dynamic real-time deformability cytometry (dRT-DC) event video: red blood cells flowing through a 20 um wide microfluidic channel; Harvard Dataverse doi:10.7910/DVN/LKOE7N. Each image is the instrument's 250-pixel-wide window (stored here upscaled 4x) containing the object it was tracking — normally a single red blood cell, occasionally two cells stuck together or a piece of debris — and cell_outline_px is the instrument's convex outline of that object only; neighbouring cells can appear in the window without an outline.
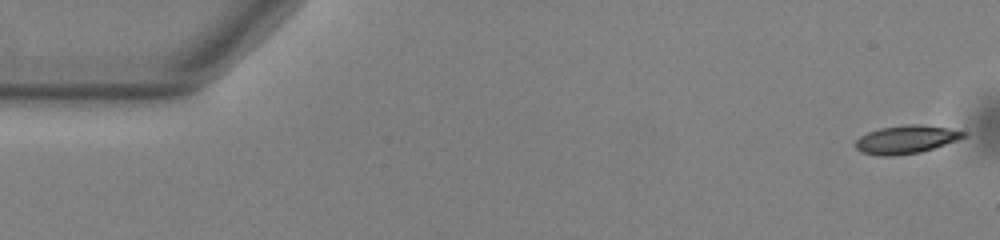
{"species": "common noctule bat (a hibernating species)", "species_latin": "Nyctalus noctula", "temperature_condition": "warm", "stored_images_in_passage": 54, "camera_frame_rate_fps": 3000, "um_per_image_px": 0.085, "animal": {"sex": "male", "body_mass_g": 13.0, "forearm_length_mm": 53.1}, "frame": {"image": 1, "passage_image": 1, "time_ms": 0.0, "image_size_px": [1000, 240], "cell_outline_px": [[968, 136], [960, 140], [920, 152], [892, 156], [880, 156], [860, 152], [856, 148], [856, 140], [860, 136], [868, 132], [880, 128], [908, 124], [920, 124], [948, 128], [964, 132]], "centroid_in_image_um": [77.03, 11.86], "position_along_channel_um": 8.0, "area_um2": 17.8}}
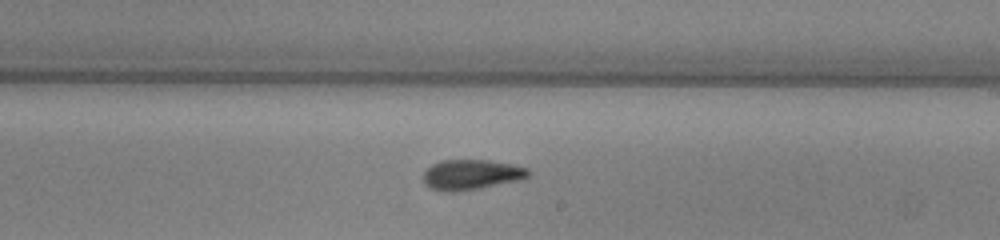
{"frame": {"image": 2, "passage_image": 31, "time_ms": 10.0, "image_size_px": [1000, 240], "cell_outline_px": [[532, 172], [528, 176], [520, 180], [480, 188], [452, 192], [448, 192], [432, 188], [424, 184], [424, 172], [432, 164], [440, 160], [488, 160], [512, 164], [528, 168]], "centroid_in_image_um": [40.08, 14.83], "position_along_channel_um": 248.9, "area_um2": 18.44}}
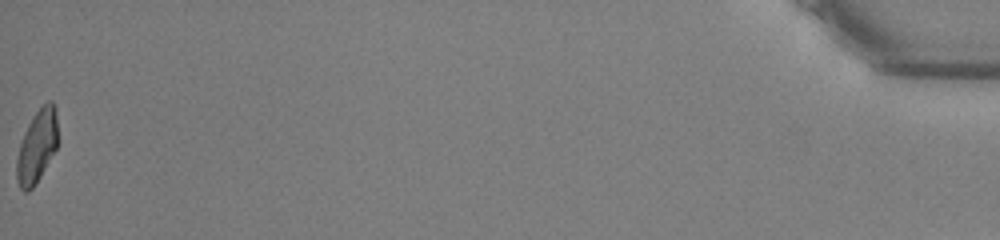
{"frame": {"image": 3, "passage_image": 54, "time_ms": 17.667, "image_size_px": [1000, 240], "cell_outline_px": [[60, 140], [56, 148], [40, 176], [32, 188], [28, 192], [24, 192], [20, 188], [16, 180], [16, 160], [20, 144], [24, 132], [32, 116], [48, 100], [52, 100], [56, 108]], "centroid_in_image_um": [3.17, 12.4], "position_along_channel_um": 432.0, "area_um2": 17.74}, "authors_computed_cell_mechanics": {"area_um2": 18.0914, "velocity_mm_per_s": 3.7885, "shape_relaxation_time_tau1_ms": 5.1961, "shape_relaxation_time_tau2_ms": 3.4954, "deformation_change_tau1": 0.1788, "deformation_change_tau2": 0.0845}}